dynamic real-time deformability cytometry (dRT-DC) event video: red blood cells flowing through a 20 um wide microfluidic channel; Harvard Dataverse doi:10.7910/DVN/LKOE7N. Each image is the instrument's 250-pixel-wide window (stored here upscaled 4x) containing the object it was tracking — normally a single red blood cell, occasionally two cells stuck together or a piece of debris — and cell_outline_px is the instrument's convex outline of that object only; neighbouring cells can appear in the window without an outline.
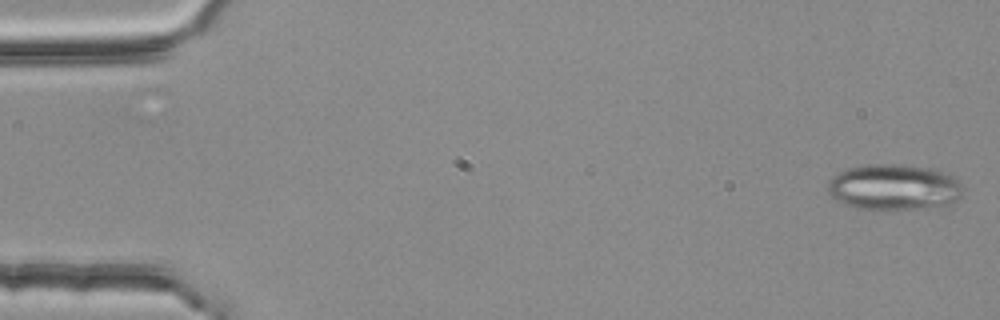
{"species": "common noctule bat (a hibernating species)", "species_latin": "Nyctalus noctula", "temperature_condition": "room temperature", "stored_images_in_passage": 6, "camera_frame_rate_fps": 3000, "um_per_image_px": 0.085, "animal": {"sex": "female", "body_mass_g": 25.1}, "frame": {"image": 1, "passage_image": 1, "time_ms": 0.0, "image_size_px": [1000, 320], "cell_outline_px": [[964, 188], [960, 196], [948, 204], [936, 208], [856, 208], [844, 204], [836, 200], [828, 192], [828, 180], [832, 176], [848, 168], [868, 164], [892, 164], [932, 168], [944, 172], [952, 176]], "centroid_in_image_um": [75.97, 15.9], "position_along_channel_um": 9.0, "area_um2": 35.84}}